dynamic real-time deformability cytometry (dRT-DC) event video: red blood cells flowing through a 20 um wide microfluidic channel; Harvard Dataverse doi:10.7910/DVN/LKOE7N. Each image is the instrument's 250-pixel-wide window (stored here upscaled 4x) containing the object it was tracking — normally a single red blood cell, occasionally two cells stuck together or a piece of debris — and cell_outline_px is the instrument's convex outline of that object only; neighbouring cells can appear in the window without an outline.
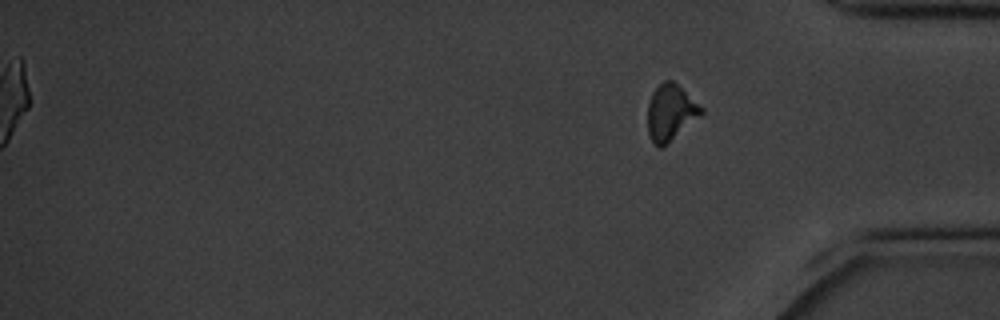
{"species": "common noctule bat (a hibernating species)", "species_latin": "Nyctalus noctula", "temperature_condition": "cold", "stored_images_in_passage": 17, "camera_frame_rate_fps": 3000, "um_per_image_px": 0.085, "animal": {"sex": "male", "body_mass_g": 20.1, "forearm_length_mm": 53.5}, "frame": {"image": 1, "passage_image": 17, "time_ms": 5.333, "image_size_px": [1000, 320], "cell_outline_px": [[704, 112], [700, 116], [660, 148], [656, 148], [648, 136], [648, 104], [652, 92], [664, 80], [672, 80], [704, 108]], "centroid_in_image_um": [56.98, 9.56], "position_along_channel_um": 378.2, "area_um2": 17.28}}